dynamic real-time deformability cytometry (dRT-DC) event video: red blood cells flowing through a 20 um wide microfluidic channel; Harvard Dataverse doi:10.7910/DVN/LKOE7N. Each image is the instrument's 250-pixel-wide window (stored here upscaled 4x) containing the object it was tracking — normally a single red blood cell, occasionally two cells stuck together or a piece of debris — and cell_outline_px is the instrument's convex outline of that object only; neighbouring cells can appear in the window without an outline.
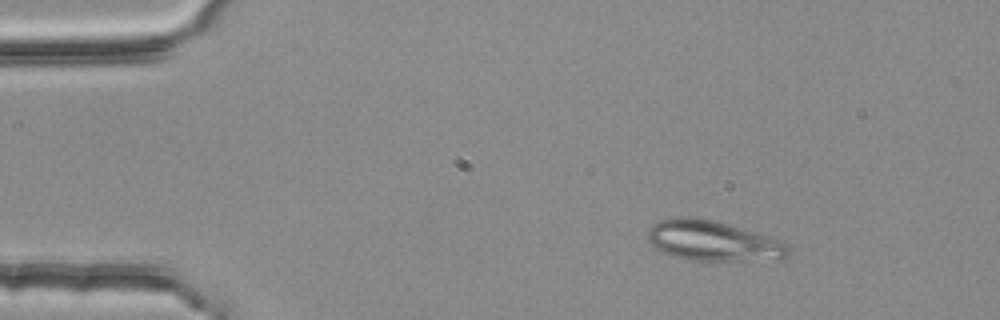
{"species": "common noctule bat (a hibernating species)", "species_latin": "Nyctalus noctula", "temperature_condition": "room temperature", "stored_images_in_passage": 3, "camera_frame_rate_fps": 3000, "um_per_image_px": 0.085, "animal": {"sex": "female", "body_mass_g": 25.1}, "frame": {"image": 1, "passage_image": 1, "time_ms": 0.0, "image_size_px": [1000, 320], "cell_outline_px": [[788, 252], [784, 260], [696, 260], [672, 256], [660, 252], [648, 240], [648, 228], [652, 224], [660, 220], [676, 216], [696, 216], [728, 224], [788, 244]], "centroid_in_image_um": [60.54, 20.47], "position_along_channel_um": 24.5, "area_um2": 32.71}}